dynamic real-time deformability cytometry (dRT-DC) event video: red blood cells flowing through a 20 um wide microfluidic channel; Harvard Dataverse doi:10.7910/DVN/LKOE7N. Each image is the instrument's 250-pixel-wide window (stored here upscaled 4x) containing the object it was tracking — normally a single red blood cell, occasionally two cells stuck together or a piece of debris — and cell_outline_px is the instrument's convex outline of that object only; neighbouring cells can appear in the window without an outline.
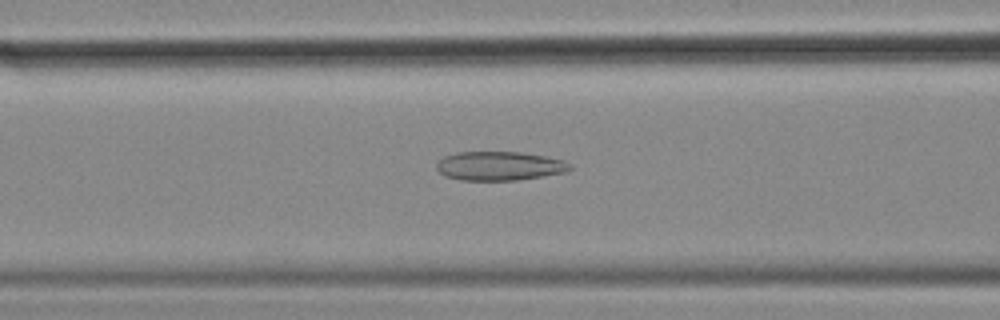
{"species": "common noctule bat (a hibernating species)", "species_latin": "Nyctalus noctula", "temperature_condition": "cold", "stored_images_in_passage": 56, "camera_frame_rate_fps": 3000, "um_per_image_px": 0.085, "animal": {"sex": "female", "body_mass_g": 18.4}, "frame": {"image": 1, "passage_image": 22, "time_ms": 7.0, "image_size_px": [1000, 320], "cell_outline_px": [[572, 168], [564, 172], [516, 180], [460, 180], [444, 176], [436, 168], [436, 164], [444, 156], [456, 152], [520, 152], [544, 156], [564, 160]], "centroid_in_image_um": [42.4, 14.1], "position_along_channel_um": 124.2, "area_um2": 22.31}}
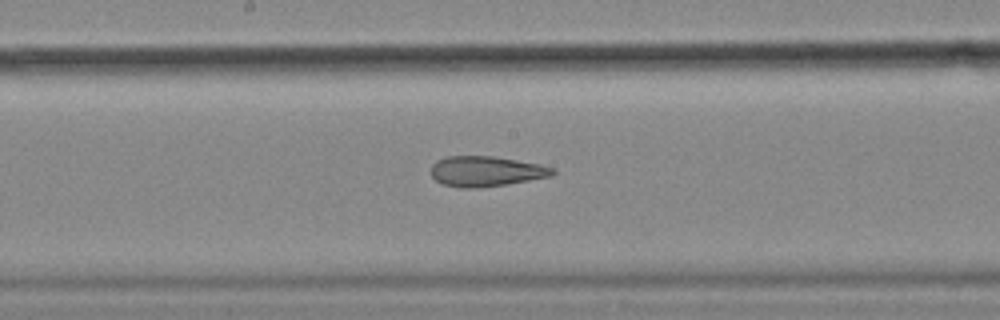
{"frame": {"image": 2, "passage_image": 29, "time_ms": 9.333, "image_size_px": [1000, 320], "cell_outline_px": [[556, 172], [552, 176], [480, 188], [460, 188], [444, 184], [436, 180], [432, 176], [432, 164], [436, 160], [444, 156], [492, 156], [540, 164], [552, 168]], "centroid_in_image_um": [41.28, 14.55], "position_along_channel_um": 206.9, "area_um2": 21.33}}
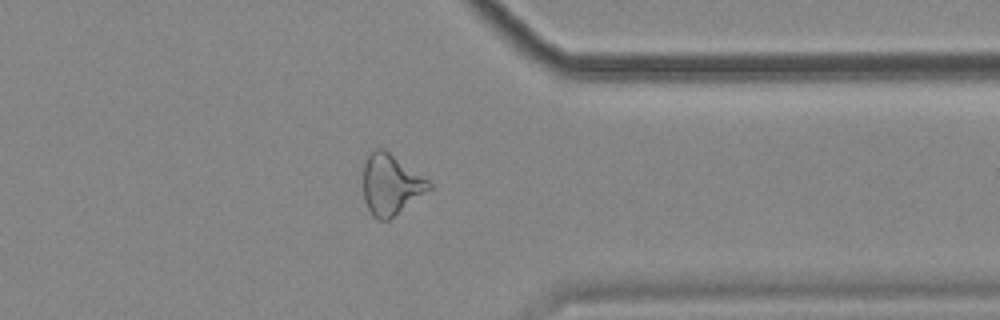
{"frame": {"image": 3, "passage_image": 44, "time_ms": 14.333, "image_size_px": [1000, 320], "cell_outline_px": [[432, 188], [388, 220], [380, 220], [372, 216], [364, 200], [364, 164], [372, 148], [384, 148], [428, 180], [432, 184]], "centroid_in_image_um": [33.2, 15.67], "position_along_channel_um": 378.2, "area_um2": 22.95}, "authors_computed_cell_mechanics": {"area_um2": 25.432, "velocity_mm_per_s": 3.5569, "shape_relaxation_time_tau1_ms": null, "shape_relaxation_time_tau2_ms": 3.7087, "deformation_change_tau1": null, "deformation_change_tau2": 0.152}}